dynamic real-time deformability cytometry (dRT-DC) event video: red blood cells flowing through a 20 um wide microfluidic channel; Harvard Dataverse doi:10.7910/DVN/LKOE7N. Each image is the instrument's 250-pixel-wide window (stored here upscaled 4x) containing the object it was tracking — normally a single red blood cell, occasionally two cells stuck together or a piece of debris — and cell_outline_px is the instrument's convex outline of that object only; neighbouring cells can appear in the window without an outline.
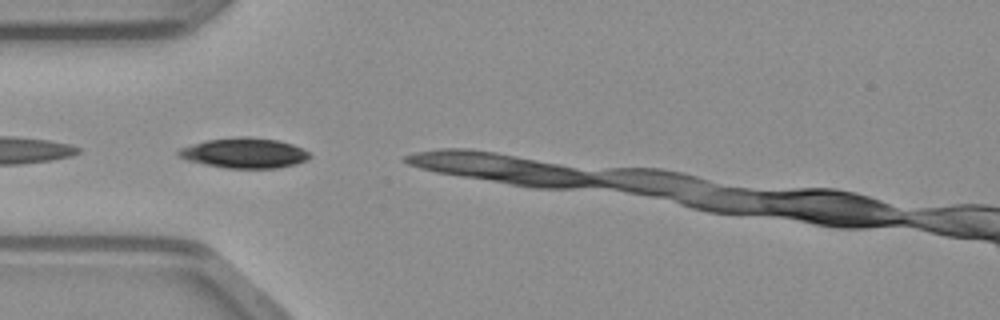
{"species": "common noctule bat (a hibernating species)", "species_latin": "Nyctalus noctula", "temperature_condition": "warm", "stored_images_in_passage": 4, "camera_frame_rate_fps": 3000, "um_per_image_px": 0.085, "animal": {"sex": "male", "body_mass_g": 23.1, "forearm_length_mm": 52.7}, "frame": {"image": 1, "passage_image": 2, "time_ms": 0.333, "image_size_px": [1000, 320], "cell_outline_px": [[312, 156], [296, 164], [276, 168], [228, 168], [204, 164], [188, 160], [176, 156], [176, 152], [180, 148], [192, 144], [208, 140], [240, 136], [248, 136], [276, 140], [292, 144], [308, 152]], "centroid_in_image_um": [20.74, 13.0], "position_along_channel_um": 64.3, "area_um2": 22.89}}